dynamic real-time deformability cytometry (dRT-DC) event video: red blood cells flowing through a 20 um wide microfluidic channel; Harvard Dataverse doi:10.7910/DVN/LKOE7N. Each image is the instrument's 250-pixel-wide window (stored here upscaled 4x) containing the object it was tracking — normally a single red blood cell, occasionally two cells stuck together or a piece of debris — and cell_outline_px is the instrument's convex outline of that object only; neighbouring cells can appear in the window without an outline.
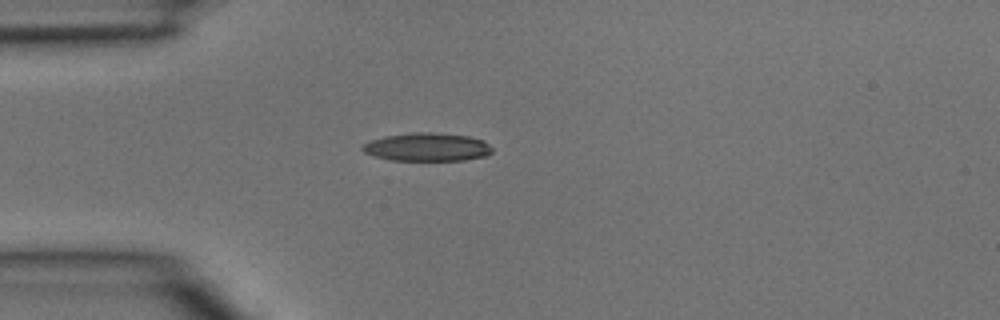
{"species": "common noctule bat (a hibernating species)", "species_latin": "Nyctalus noctula", "temperature_condition": "room temperature", "stored_images_in_passage": 3, "camera_frame_rate_fps": 3000, "um_per_image_px": 0.085, "animal": {"sex": "male", "body_mass_g": 15.6}, "frame": {"image": 1, "passage_image": 3, "time_ms": 0.667, "image_size_px": [1000, 320], "cell_outline_px": [[492, 152], [484, 156], [464, 160], [392, 160], [372, 156], [364, 152], [360, 148], [364, 144], [372, 140], [384, 136], [412, 132], [432, 132], [468, 136], [484, 140], [492, 148]], "centroid_in_image_um": [36.29, 12.49], "position_along_channel_um": 48.7, "area_um2": 21.33}}